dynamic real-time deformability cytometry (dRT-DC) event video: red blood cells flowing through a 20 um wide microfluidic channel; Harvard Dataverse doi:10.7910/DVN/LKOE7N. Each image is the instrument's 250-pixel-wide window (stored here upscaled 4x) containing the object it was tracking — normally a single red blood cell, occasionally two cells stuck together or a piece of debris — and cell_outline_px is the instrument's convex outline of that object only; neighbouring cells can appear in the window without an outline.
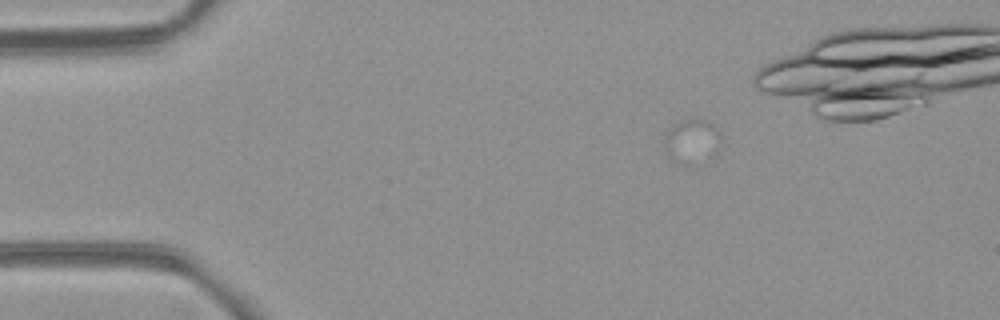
{"species": "common noctule bat (a hibernating species)", "species_latin": "Nyctalus noctula", "temperature_condition": "room temperature", "stored_images_in_passage": 8, "camera_frame_rate_fps": 3000, "um_per_image_px": 0.085, "animal": {"sex": "female", "body_mass_g": 21.9}, "frame": {"image": 1, "passage_image": 2, "time_ms": 1.333, "image_size_px": [1000, 320], "cell_outline_px": [[720, 152], [716, 156], [688, 164], [672, 164], [668, 156], [664, 136], [668, 128], [672, 124], [680, 120], [708, 120], [720, 132]], "centroid_in_image_um": [58.82, 12.02], "position_along_channel_um": 26.2, "area_um2": 14.91}}